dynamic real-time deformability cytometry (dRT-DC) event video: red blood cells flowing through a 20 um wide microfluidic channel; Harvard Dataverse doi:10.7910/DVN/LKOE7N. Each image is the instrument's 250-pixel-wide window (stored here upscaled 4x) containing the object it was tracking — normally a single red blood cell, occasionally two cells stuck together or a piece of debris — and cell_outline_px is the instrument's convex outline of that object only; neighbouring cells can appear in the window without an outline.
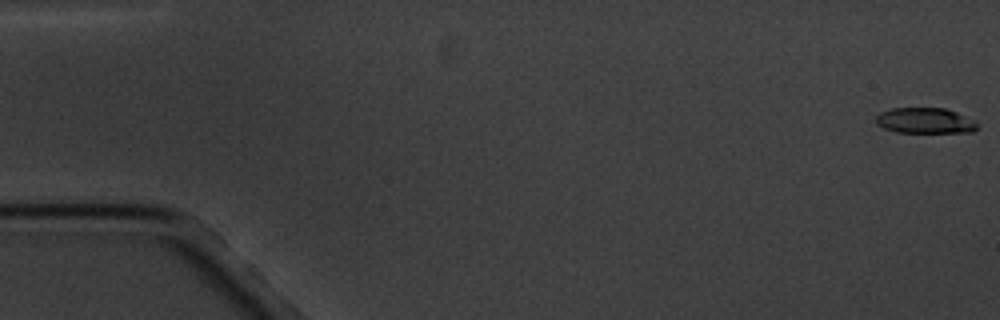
{"species": "common noctule bat (a hibernating species)", "species_latin": "Nyctalus noctula", "temperature_condition": "cold", "stored_images_in_passage": 7, "camera_frame_rate_fps": 3000, "um_per_image_px": 0.085, "animal": {"sex": "male", "body_mass_g": 20.1, "forearm_length_mm": 53.5}, "frame": {"image": 1, "passage_image": 1, "time_ms": 0.0, "image_size_px": [1000, 320], "cell_outline_px": [[976, 128], [972, 132], [896, 132], [884, 128], [876, 124], [876, 116], [880, 112], [892, 108], [944, 108], [956, 112], [976, 120]], "centroid_in_image_um": [78.61, 10.25], "position_along_channel_um": 6.4, "area_um2": 15.09}}
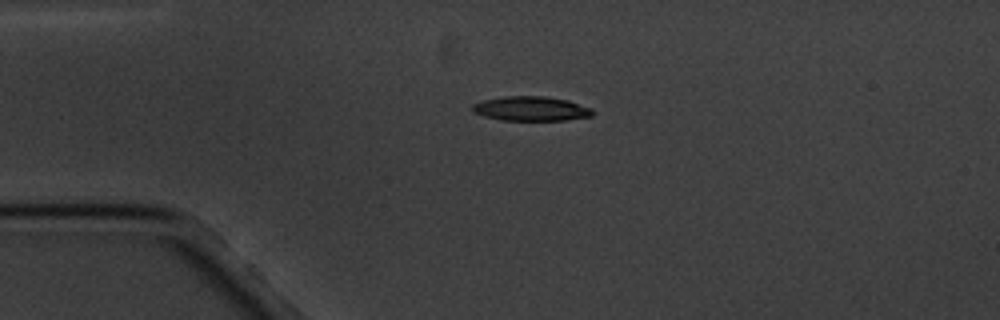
{"frame": {"image": 2, "passage_image": 5, "time_ms": 4.333, "image_size_px": [1000, 320], "cell_outline_px": [[592, 116], [568, 120], [500, 120], [484, 116], [472, 112], [472, 104], [484, 100], [504, 96], [544, 96], [568, 100], [592, 108]], "centroid_in_image_um": [45.13, 9.24], "position_along_channel_um": 39.9, "area_um2": 17.17}}
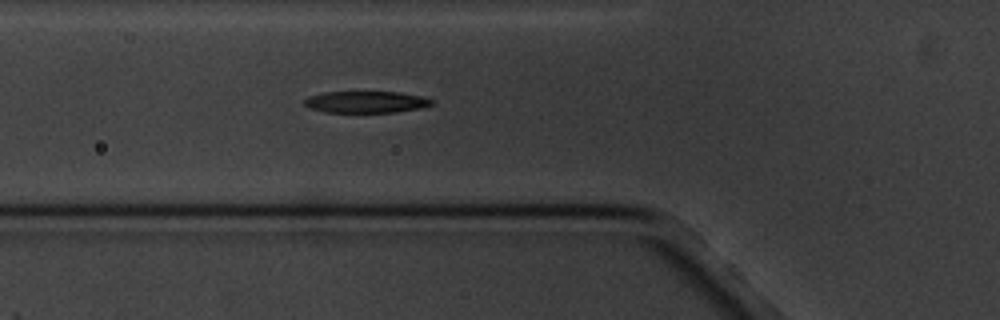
{"frame": {"image": 3, "passage_image": 7, "time_ms": 6.667, "image_size_px": [1000, 320], "cell_outline_px": [[432, 104], [420, 108], [396, 112], [324, 112], [312, 108], [304, 104], [304, 100], [308, 96], [324, 92], [400, 92], [424, 96], [432, 100]], "centroid_in_image_um": [31.12, 8.66], "position_along_channel_um": 94.7, "area_um2": 16.01}}